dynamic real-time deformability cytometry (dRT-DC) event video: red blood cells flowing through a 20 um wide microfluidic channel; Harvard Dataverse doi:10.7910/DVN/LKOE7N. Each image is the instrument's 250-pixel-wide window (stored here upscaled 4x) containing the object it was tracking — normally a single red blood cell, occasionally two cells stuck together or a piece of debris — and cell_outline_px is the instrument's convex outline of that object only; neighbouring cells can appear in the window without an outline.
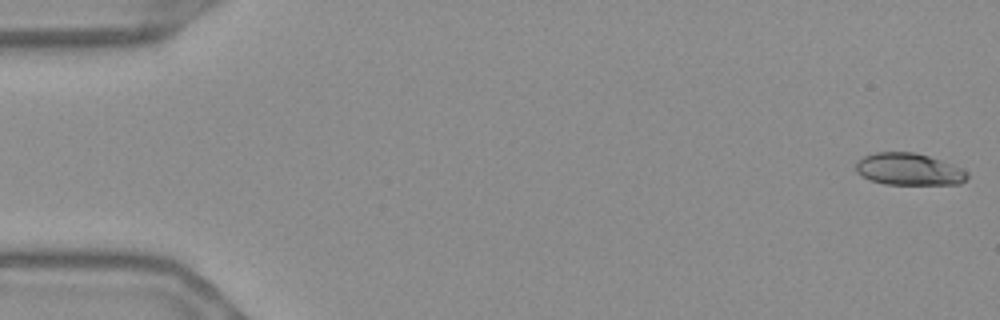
{"species": "Egyptian fruit bat (a non-hibernating species)", "species_latin": "Rousettus aegyptiacus", "temperature_condition": "warm", "stored_images_in_passage": 55, "camera_frame_rate_fps": 3000, "um_per_image_px": 0.085, "frame": {"image": 1, "passage_image": 1, "time_ms": 0.0, "image_size_px": [1000, 320], "cell_outline_px": [[968, 176], [960, 184], [884, 184], [860, 176], [856, 172], [856, 160], [864, 156], [876, 152], [912, 152], [928, 156], [964, 168], [968, 172]], "centroid_in_image_um": [77.24, 14.38], "position_along_channel_um": 7.8, "area_um2": 20.81}}
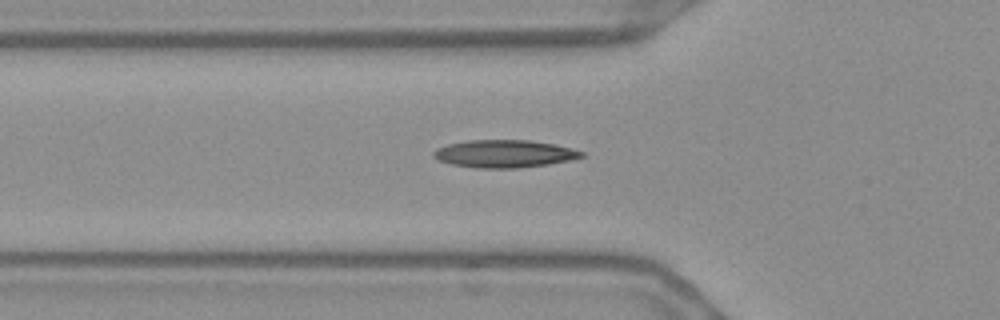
{"frame": {"image": 2, "passage_image": 19, "time_ms": 6.0, "image_size_px": [1000, 320], "cell_outline_px": [[584, 156], [568, 160], [548, 164], [516, 168], [476, 168], [452, 164], [440, 160], [432, 156], [432, 152], [436, 148], [448, 144], [468, 140], [532, 140], [552, 144], [584, 152]], "centroid_in_image_um": [42.81, 13.06], "position_along_channel_um": 83.0, "area_um2": 23.58}}
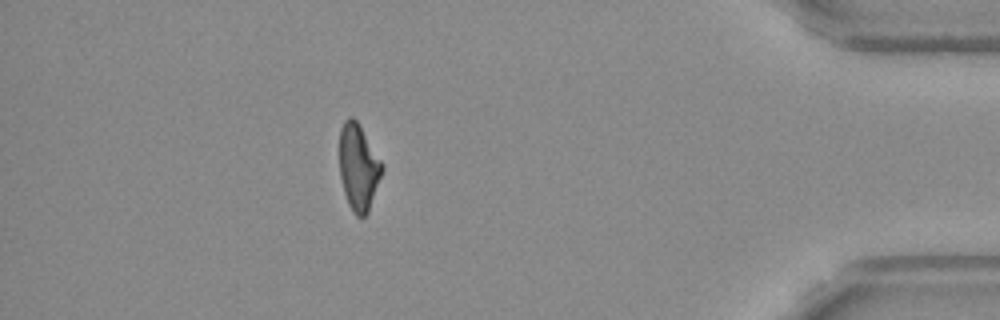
{"frame": {"image": 3, "passage_image": 49, "time_ms": 16.0, "image_size_px": [1000, 320], "cell_outline_px": [[384, 168], [368, 212], [364, 216], [356, 216], [352, 212], [348, 204], [344, 192], [340, 176], [340, 128], [344, 120], [348, 116], [352, 116], [360, 124], [384, 164]], "centroid_in_image_um": [30.48, 14.18], "position_along_channel_um": 404.7, "area_um2": 21.62}, "authors_computed_cell_mechanics": {"area_um2": 21.7906, "velocity_mm_per_s": 3.6825, "shape_relaxation_time_tau1_ms": null, "shape_relaxation_time_tau2_ms": 3.7421, "deformation_change_tau1": null, "deformation_change_tau2": 0.1255}}